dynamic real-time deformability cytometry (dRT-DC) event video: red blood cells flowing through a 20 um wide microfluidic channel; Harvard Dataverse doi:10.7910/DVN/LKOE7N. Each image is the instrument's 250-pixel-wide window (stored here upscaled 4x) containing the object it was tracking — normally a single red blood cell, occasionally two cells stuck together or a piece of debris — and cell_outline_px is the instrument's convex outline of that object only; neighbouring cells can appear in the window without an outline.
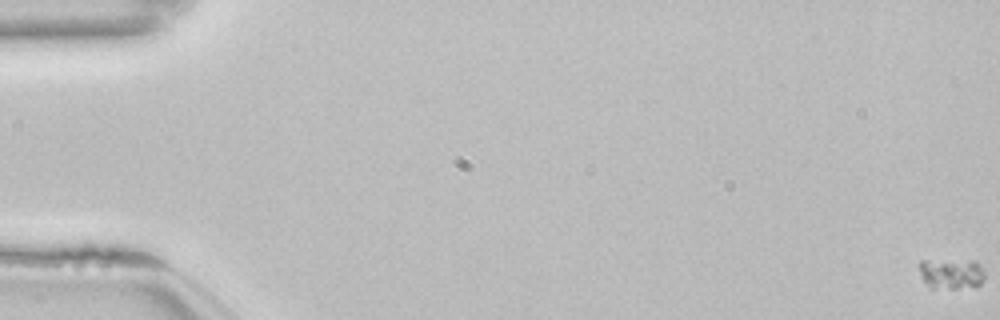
{"species": "common noctule bat (a hibernating species)", "species_latin": "Nyctalus noctula", "temperature_condition": "room temperature", "stored_images_in_passage": 18, "camera_frame_rate_fps": 3000, "um_per_image_px": 0.085, "animal": {"sex": "female", "body_mass_g": 22.7, "forearm_length_mm": 54.2}, "frame": {"image": 1, "passage_image": 1, "time_ms": 0.0, "image_size_px": [1000, 320], "cell_outline_px": [[984, 280], [980, 284], [956, 288], [928, 288], [920, 272], [920, 260], [976, 260], [980, 264], [984, 272]], "centroid_in_image_um": [80.87, 23.24], "position_along_channel_um": 4.1, "area_um2": 11.68}}
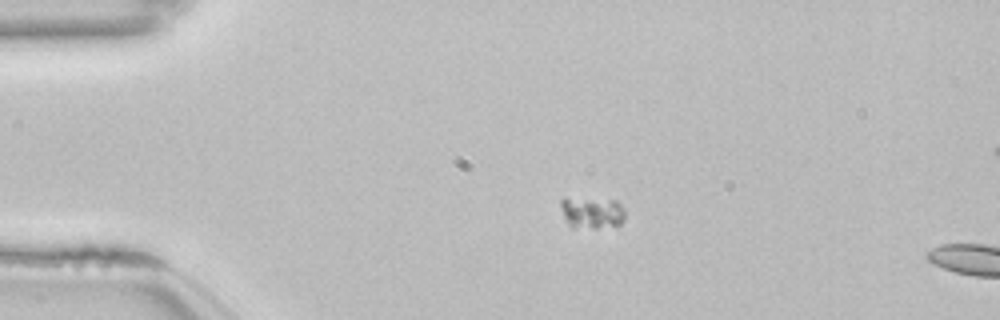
{"frame": {"image": 2, "passage_image": 14, "time_ms": 4.333, "image_size_px": [1000, 320], "cell_outline_px": [[624, 220], [620, 224], [596, 228], [572, 228], [568, 224], [560, 208], [560, 200], [616, 200], [624, 208]], "centroid_in_image_um": [50.34, 18.12], "position_along_channel_um": 34.7, "area_um2": 11.44}}